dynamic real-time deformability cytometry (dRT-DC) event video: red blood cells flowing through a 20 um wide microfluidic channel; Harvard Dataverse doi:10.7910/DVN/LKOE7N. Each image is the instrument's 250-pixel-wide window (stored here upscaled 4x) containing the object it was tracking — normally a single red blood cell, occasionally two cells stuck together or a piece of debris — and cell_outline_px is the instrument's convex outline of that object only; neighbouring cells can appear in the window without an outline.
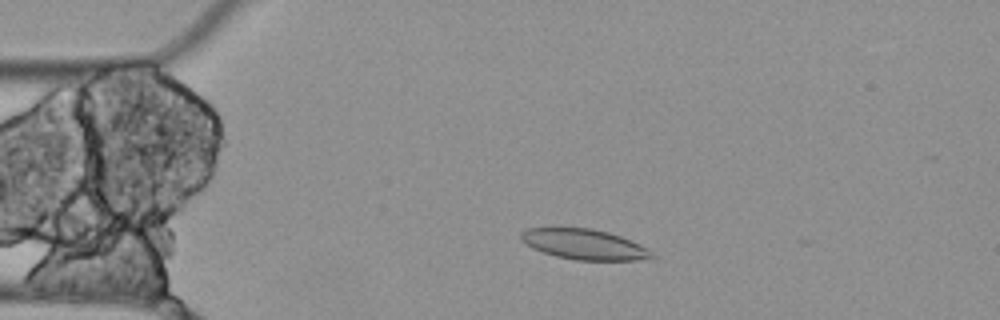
{"species": "Egyptian fruit bat (a non-hibernating species)", "species_latin": "Rousettus aegyptiacus", "temperature_condition": "cold", "stored_images_in_passage": 5, "camera_frame_rate_fps": 3000, "um_per_image_px": 0.085, "animal": {"sex": "female"}, "frame": {"image": 1, "passage_image": 4, "time_ms": 1.0, "image_size_px": [1000, 320], "cell_outline_px": [[656, 256], [652, 260], [576, 260], [556, 256], [532, 248], [524, 244], [520, 240], [520, 232], [528, 228], [552, 224], [592, 228], [608, 232], [620, 236], [640, 244], [648, 248]], "centroid_in_image_um": [49.59, 20.72], "position_along_channel_um": 35.4, "area_um2": 24.28}}